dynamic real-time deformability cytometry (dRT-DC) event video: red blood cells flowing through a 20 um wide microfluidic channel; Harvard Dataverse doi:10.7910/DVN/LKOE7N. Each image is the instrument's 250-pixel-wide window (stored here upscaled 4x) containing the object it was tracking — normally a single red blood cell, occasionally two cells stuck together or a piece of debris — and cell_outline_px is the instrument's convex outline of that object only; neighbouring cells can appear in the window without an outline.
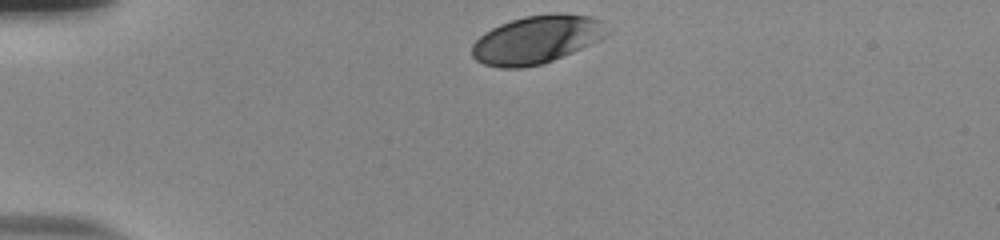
{"species": "human", "species_latin": "Homo sapiens", "temperature_condition": "room temperature", "stored_images_in_passage": 33, "camera_frame_rate_fps": 3000, "um_per_image_px": 0.085, "donor": {"sex": "male"}, "frame": {"image": 1, "passage_image": 1, "time_ms": 0.0, "image_size_px": [1000, 240], "cell_outline_px": [[612, 32], [608, 36], [572, 52], [552, 60], [540, 64], [520, 68], [500, 68], [484, 64], [476, 60], [472, 56], [472, 44], [484, 32], [500, 24], [524, 16], [556, 12], [560, 12], [588, 16], [600, 20]], "centroid_in_image_um": [45.63, 3.35], "position_along_channel_um": 39.4, "area_um2": 37.92}}
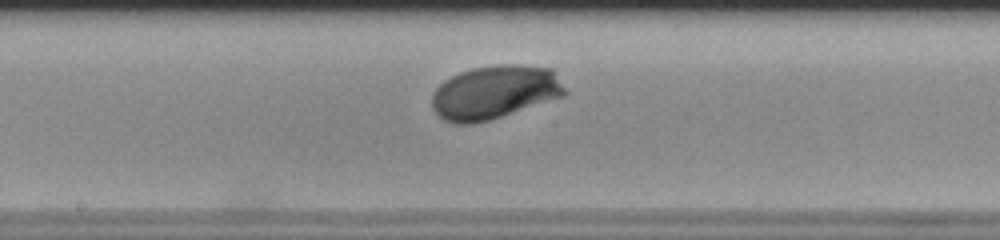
{"frame": {"image": 2, "passage_image": 18, "time_ms": 5.667, "image_size_px": [1000, 240], "cell_outline_px": [[568, 92], [564, 96], [488, 120], [472, 124], [456, 124], [444, 120], [432, 108], [432, 92], [444, 80], [460, 72], [472, 68], [496, 64], [516, 64], [552, 68]], "centroid_in_image_um": [42.04, 7.83], "position_along_channel_um": 206.2, "area_um2": 41.5}}
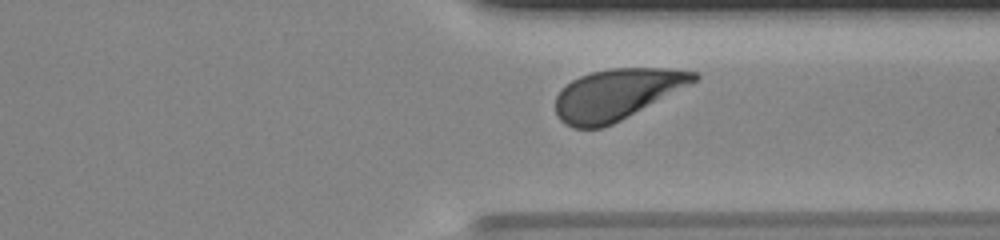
{"frame": {"image": 3, "passage_image": 30, "time_ms": 9.667, "image_size_px": [1000, 240], "cell_outline_px": [[700, 76], [692, 84], [612, 124], [600, 128], [572, 128], [564, 124], [556, 116], [556, 96], [560, 88], [572, 80], [580, 76], [592, 72], [612, 68], [668, 68], [696, 72]], "centroid_in_image_um": [52.4, 8.01], "position_along_channel_um": 359.0, "area_um2": 40.98}, "authors_computed_cell_mechanics": {"area_um2": 39.6508, "velocity_mm_per_s": 3.8158, "shape_relaxation_time_tau1_ms": 1.9669, "shape_relaxation_time_tau2_ms": null, "deformation_change_tau1": 0.1244, "deformation_change_tau2": null}}